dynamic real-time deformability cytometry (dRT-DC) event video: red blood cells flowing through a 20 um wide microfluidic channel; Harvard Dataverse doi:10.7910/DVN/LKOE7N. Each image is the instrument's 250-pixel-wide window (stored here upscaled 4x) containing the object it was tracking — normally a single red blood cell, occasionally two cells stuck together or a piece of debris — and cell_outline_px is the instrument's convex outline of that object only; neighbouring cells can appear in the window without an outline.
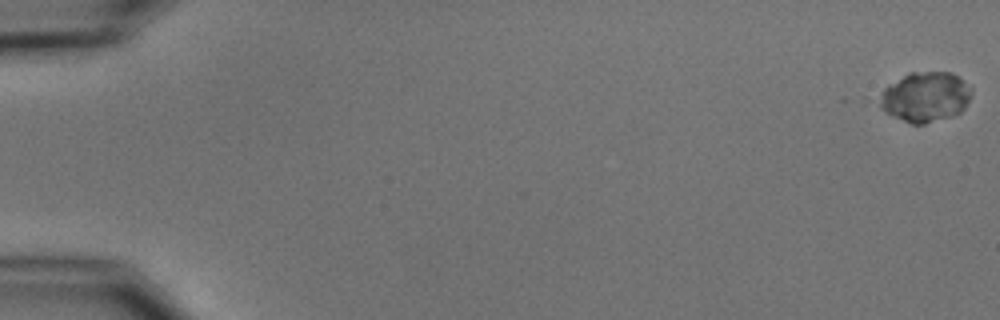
{"species": "common noctule bat (a hibernating species)", "species_latin": "Nyctalus noctula", "temperature_condition": "cold", "stored_images_in_passage": 30, "camera_frame_rate_fps": 3000, "um_per_image_px": 0.085, "animal": {"sex": "male", "body_mass_g": 15.6}, "frame": {"image": 1, "passage_image": 1, "time_ms": 0.0, "image_size_px": [1000, 320], "cell_outline_px": [[972, 92], [964, 108], [960, 112], [924, 124], [912, 124], [892, 116], [880, 108], [880, 104], [884, 88], [888, 84], [908, 72], [948, 72], [956, 76], [972, 88]], "centroid_in_image_um": [78.63, 8.23], "position_along_channel_um": 6.4, "area_um2": 26.36}}
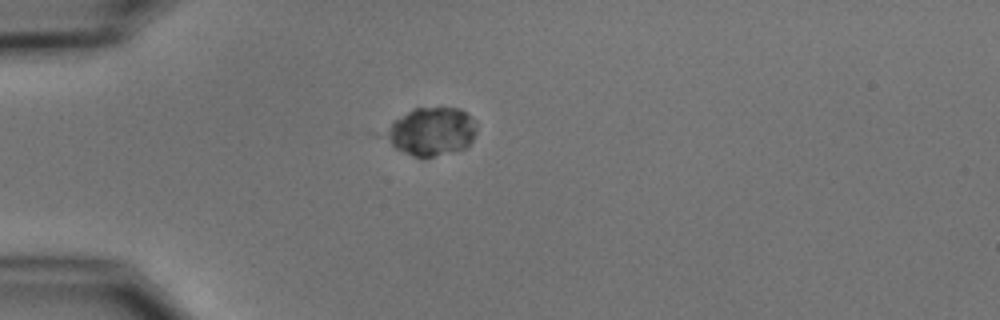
{"frame": {"image": 2, "passage_image": 16, "time_ms": 5.0, "image_size_px": [1000, 320], "cell_outline_px": [[476, 132], [472, 140], [464, 148], [424, 160], [404, 152], [396, 148], [384, 136], [384, 132], [392, 120], [412, 108], [460, 108], [476, 120]], "centroid_in_image_um": [36.66, 11.18], "position_along_channel_um": 48.3, "area_um2": 25.89}}